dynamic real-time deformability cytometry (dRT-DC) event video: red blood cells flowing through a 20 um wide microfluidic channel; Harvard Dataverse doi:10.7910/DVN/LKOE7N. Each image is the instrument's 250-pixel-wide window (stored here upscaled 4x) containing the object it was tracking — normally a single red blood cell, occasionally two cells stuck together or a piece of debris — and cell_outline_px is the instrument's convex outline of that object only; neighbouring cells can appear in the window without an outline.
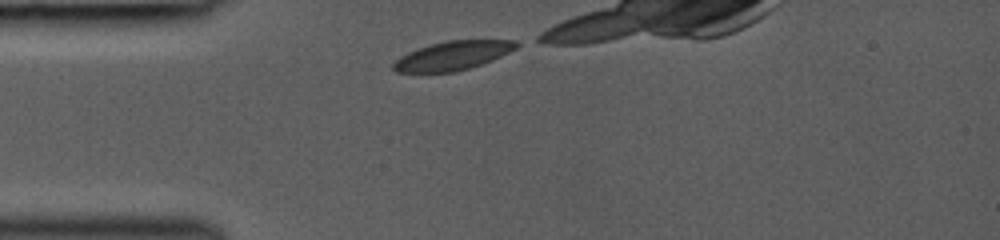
{"species": "common noctule bat (a hibernating species)", "species_latin": "Nyctalus noctula", "temperature_condition": "room temperature", "stored_images_in_passage": 4, "camera_frame_rate_fps": 3000, "um_per_image_px": 0.085, "animal": {"sex": "female", "body_mass_g": 19.0, "forearm_length_mm": 53.3}, "frame": {"image": 1, "passage_image": 1, "time_ms": 0.0, "image_size_px": [1000, 240], "cell_outline_px": [[520, 44], [516, 48], [492, 60], [456, 72], [396, 72], [392, 68], [392, 64], [400, 56], [408, 52], [432, 44], [448, 40], [516, 40]], "centroid_in_image_um": [38.47, 4.73], "position_along_channel_um": 46.5, "area_um2": 20.46}}
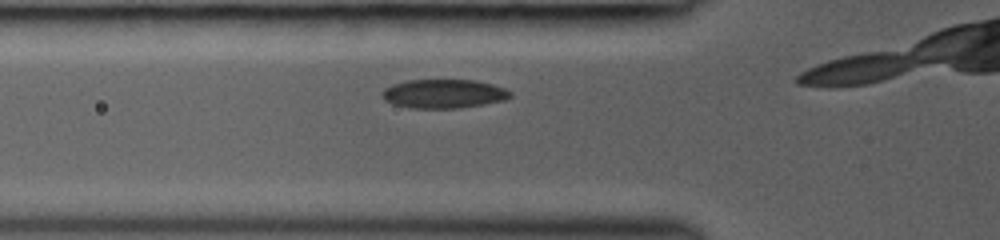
{"frame": {"image": 2, "passage_image": 3, "time_ms": 1.333, "image_size_px": [1000, 240], "cell_outline_px": [[512, 96], [508, 100], [460, 108], [412, 108], [392, 104], [384, 100], [380, 96], [380, 92], [384, 88], [392, 84], [408, 80], [476, 80], [492, 84], [504, 88], [512, 92]], "centroid_in_image_um": [37.71, 7.97], "position_along_channel_um": 88.1, "area_um2": 21.91}}